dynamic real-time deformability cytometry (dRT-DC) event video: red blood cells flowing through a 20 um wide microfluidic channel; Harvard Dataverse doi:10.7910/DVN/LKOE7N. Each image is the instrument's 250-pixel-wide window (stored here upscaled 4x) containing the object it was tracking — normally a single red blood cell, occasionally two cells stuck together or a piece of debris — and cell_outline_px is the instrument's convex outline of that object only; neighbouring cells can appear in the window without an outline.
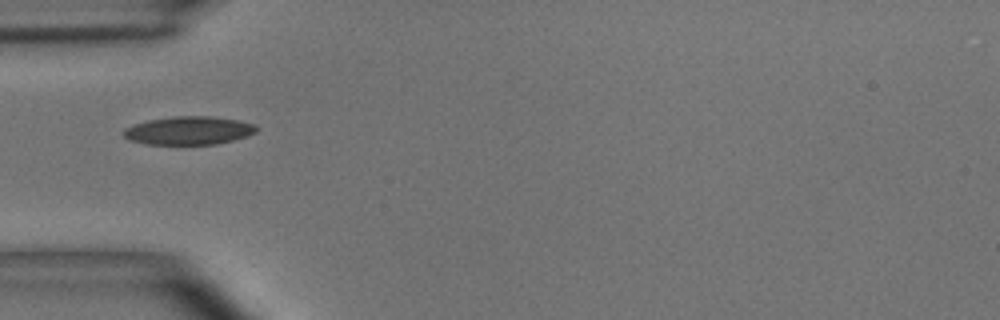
{"species": "common noctule bat (a hibernating species)", "species_latin": "Nyctalus noctula", "temperature_condition": "room temperature", "stored_images_in_passage": 39, "camera_frame_rate_fps": 3000, "um_per_image_px": 0.085, "animal": {"sex": "male", "body_mass_g": 15.6}, "frame": {"image": 1, "passage_image": 1, "time_ms": 0.0, "image_size_px": [1000, 320], "cell_outline_px": [[256, 132], [248, 136], [216, 144], [148, 144], [132, 140], [124, 136], [120, 132], [124, 128], [132, 124], [148, 120], [176, 116], [212, 116], [236, 120], [256, 124]], "centroid_in_image_um": [16.03, 11.09], "position_along_channel_um": 69.0, "area_um2": 21.85}}
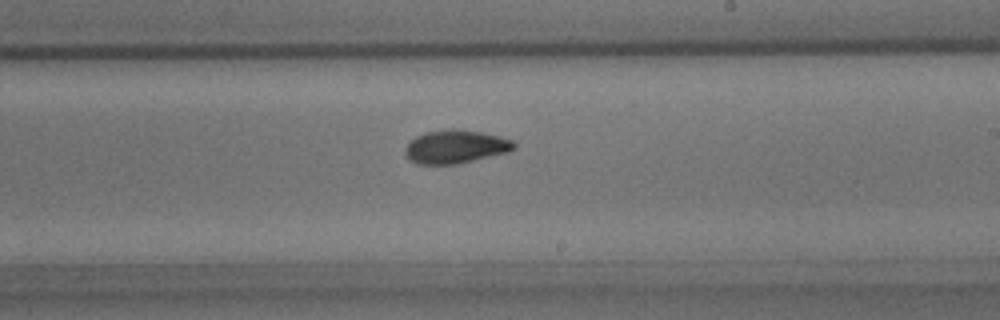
{"frame": {"image": 2, "passage_image": 16, "time_ms": 5.0, "image_size_px": [1000, 320], "cell_outline_px": [[516, 148], [508, 152], [456, 164], [416, 164], [404, 152], [404, 148], [416, 136], [424, 132], [452, 128], [460, 128], [500, 136], [512, 140], [516, 144]], "centroid_in_image_um": [38.74, 12.45], "position_along_channel_um": 250.3, "area_um2": 21.15}}
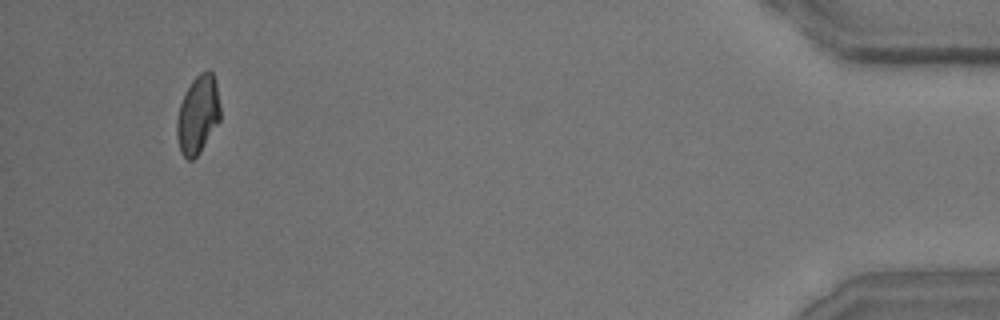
{"frame": {"image": 3, "passage_image": 36, "time_ms": 11.667, "image_size_px": [1000, 320], "cell_outline_px": [[220, 120], [200, 152], [192, 160], [188, 160], [180, 152], [176, 136], [176, 120], [180, 104], [192, 80], [200, 72], [208, 68], [212, 72], [216, 84], [220, 108]], "centroid_in_image_um": [16.81, 9.75], "position_along_channel_um": 418.4, "area_um2": 19.77}, "authors_computed_cell_mechanics": {"area_um2": 20.519, "velocity_mm_per_s": 3.608, "shape_relaxation_time_tau1_ms": 5.3108, "shape_relaxation_time_tau2_ms": 3.0912, "deformation_change_tau1": 0.1471, "deformation_change_tau2": 0.0723}}